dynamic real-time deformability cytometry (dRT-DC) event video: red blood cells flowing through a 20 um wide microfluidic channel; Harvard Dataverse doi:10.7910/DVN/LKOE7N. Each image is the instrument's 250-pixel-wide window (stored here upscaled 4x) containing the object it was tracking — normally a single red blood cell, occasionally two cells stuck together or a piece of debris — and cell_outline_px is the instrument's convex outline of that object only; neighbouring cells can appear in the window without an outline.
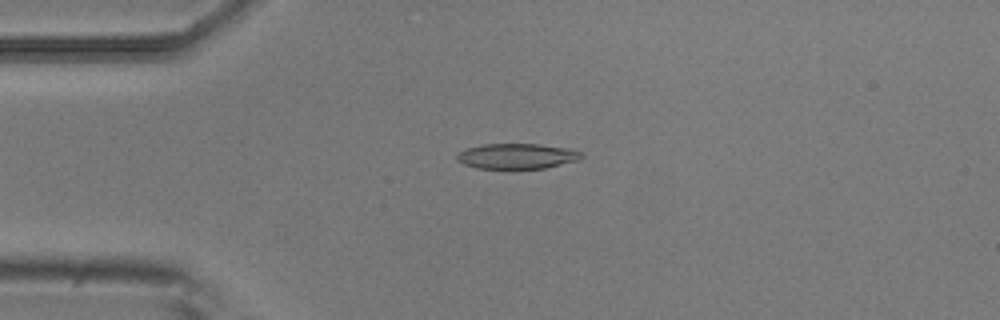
{"species": "common noctule bat (a hibernating species)", "species_latin": "Nyctalus noctula", "temperature_condition": "room temperature", "stored_images_in_passage": 7, "camera_frame_rate_fps": 3000, "um_per_image_px": 0.085, "animal": {"sex": "male", "body_mass_g": 20.5, "forearm_length_mm": 52.5}, "frame": {"image": 1, "passage_image": 3, "time_ms": 0.667, "image_size_px": [1000, 320], "cell_outline_px": [[584, 156], [580, 160], [544, 168], [476, 168], [464, 164], [456, 160], [456, 156], [460, 152], [468, 148], [484, 144], [540, 144], [572, 148], [584, 152]], "centroid_in_image_um": [44.02, 13.26], "position_along_channel_um": 41.0, "area_um2": 18.5}}
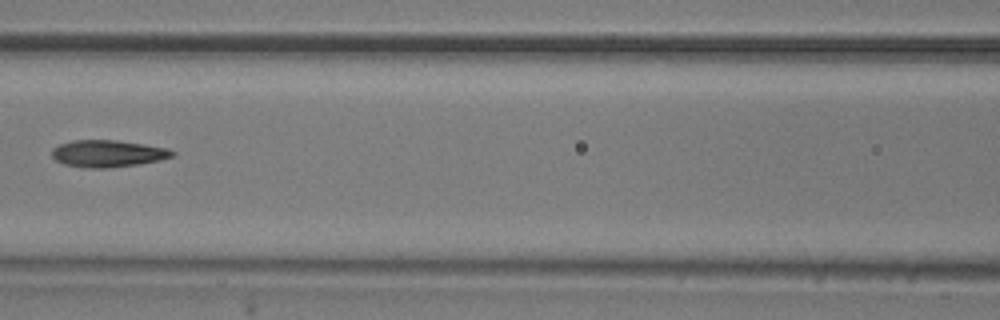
{"frame": {"image": 2, "passage_image": 6, "time_ms": 1.667, "image_size_px": [1000, 320], "cell_outline_px": [[176, 152], [172, 156], [160, 160], [140, 164], [108, 168], [88, 168], [64, 164], [56, 160], [52, 156], [52, 148], [60, 144], [72, 140], [116, 140], [144, 144], [168, 148]], "centroid_in_image_um": [9.17, 13.05], "position_along_channel_um": 157.4, "area_um2": 18.96}}
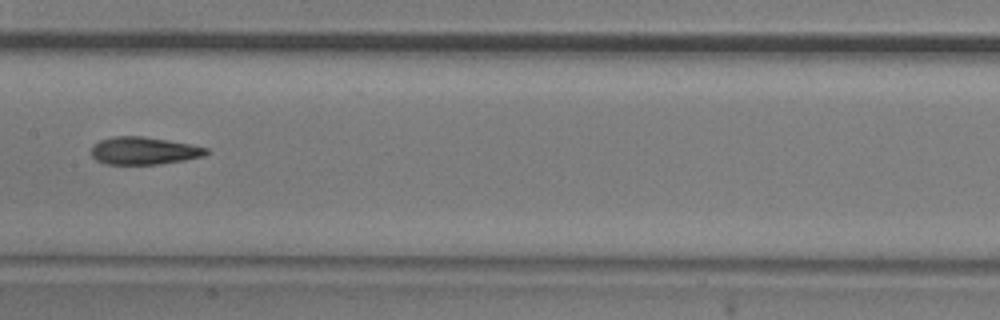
{"frame": {"image": 3, "passage_image": 7, "time_ms": 2.0, "image_size_px": [1000, 320], "cell_outline_px": [[208, 152], [204, 156], [184, 160], [160, 164], [104, 164], [96, 160], [92, 156], [92, 144], [100, 140], [116, 136], [144, 136], [192, 144], [208, 148]], "centroid_in_image_um": [12.23, 12.81], "position_along_channel_um": 195.2, "area_um2": 18.55}}